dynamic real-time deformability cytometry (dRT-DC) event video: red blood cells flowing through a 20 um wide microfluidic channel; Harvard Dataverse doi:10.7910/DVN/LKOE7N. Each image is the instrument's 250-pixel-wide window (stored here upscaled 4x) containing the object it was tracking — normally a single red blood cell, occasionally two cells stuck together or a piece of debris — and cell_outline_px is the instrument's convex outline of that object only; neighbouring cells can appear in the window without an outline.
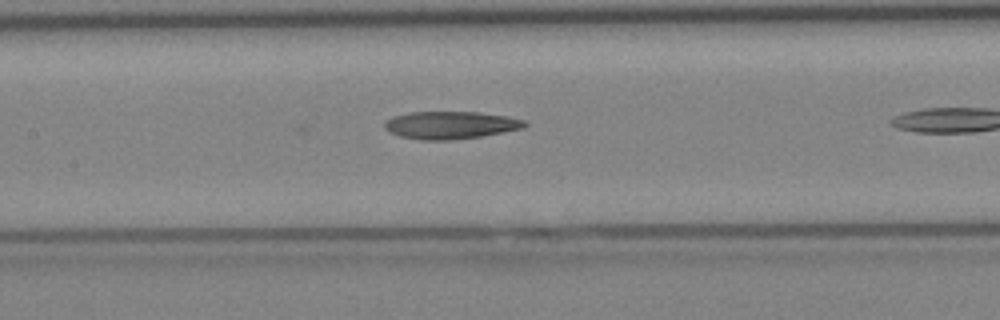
{"species": "Egyptian fruit bat (a non-hibernating species)", "species_latin": "Rousettus aegyptiacus", "temperature_condition": "cold", "stored_images_in_passage": 15, "camera_frame_rate_fps": 3000, "um_per_image_px": 0.085, "animal": {"sex": "female"}, "frame": {"image": 1, "passage_image": 11, "time_ms": 3.333, "image_size_px": [1000, 320], "cell_outline_px": [[528, 124], [524, 128], [504, 132], [480, 136], [452, 140], [420, 140], [400, 136], [388, 132], [384, 128], [384, 124], [392, 116], [408, 112], [480, 112], [508, 116], [524, 120]], "centroid_in_image_um": [38.29, 10.63], "position_along_channel_um": 169.1, "area_um2": 22.66}}